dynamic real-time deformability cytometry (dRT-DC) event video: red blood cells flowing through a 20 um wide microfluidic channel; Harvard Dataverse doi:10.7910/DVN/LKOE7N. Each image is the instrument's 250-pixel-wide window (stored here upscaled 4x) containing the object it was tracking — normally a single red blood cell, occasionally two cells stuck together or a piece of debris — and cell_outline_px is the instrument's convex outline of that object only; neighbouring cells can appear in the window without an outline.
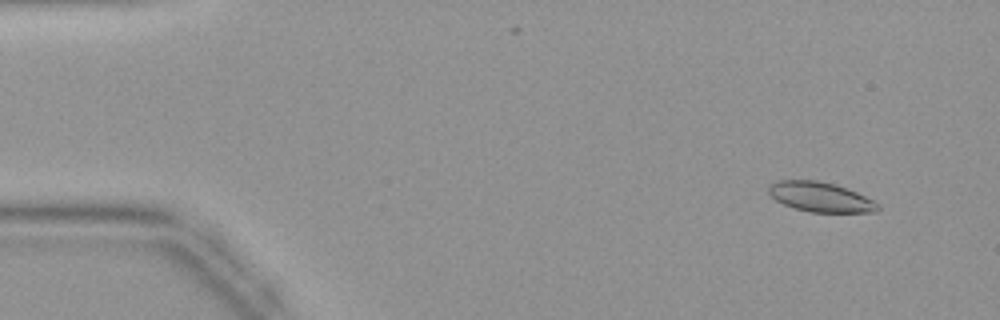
{"species": "common noctule bat (a hibernating species)", "species_latin": "Nyctalus noctula", "temperature_condition": "warm", "stored_images_in_passage": 44, "camera_frame_rate_fps": 3000, "um_per_image_px": 0.085, "animal": {"sex": "female", "body_mass_g": 19.9}, "frame": {"image": 1, "passage_image": 4, "time_ms": 1.0, "image_size_px": [1000, 320], "cell_outline_px": [[880, 208], [876, 212], [808, 212], [784, 204], [776, 200], [768, 192], [768, 184], [776, 180], [816, 180], [836, 184], [856, 192], [880, 204]], "centroid_in_image_um": [69.72, 16.73], "position_along_channel_um": 15.3, "area_um2": 18.96}}
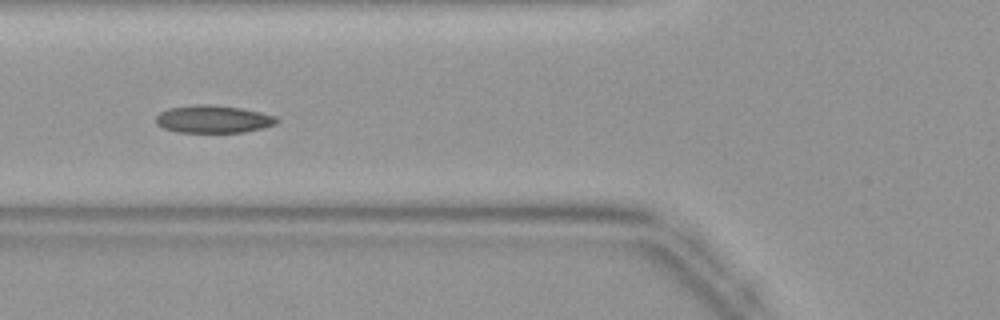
{"frame": {"image": 2, "passage_image": 17, "time_ms": 5.333, "image_size_px": [1000, 320], "cell_outline_px": [[280, 120], [276, 124], [264, 128], [244, 132], [176, 132], [164, 128], [156, 124], [156, 116], [160, 112], [168, 108], [192, 104], [212, 104], [240, 108], [260, 112], [276, 116]], "centroid_in_image_um": [18.13, 10.12], "position_along_channel_um": 107.7, "area_um2": 19.65}}
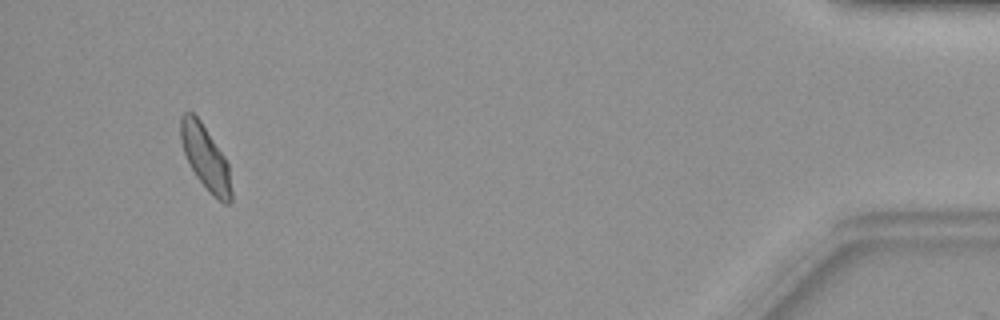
{"frame": {"image": 3, "passage_image": 42, "time_ms": 13.667, "image_size_px": [1000, 320], "cell_outline_px": [[232, 200], [228, 204], [224, 204], [196, 176], [184, 152], [180, 140], [180, 116], [184, 112], [192, 112], [200, 120], [224, 156], [228, 164], [232, 192]], "centroid_in_image_um": [17.46, 13.35], "position_along_channel_um": 417.7, "area_um2": 18.44}}